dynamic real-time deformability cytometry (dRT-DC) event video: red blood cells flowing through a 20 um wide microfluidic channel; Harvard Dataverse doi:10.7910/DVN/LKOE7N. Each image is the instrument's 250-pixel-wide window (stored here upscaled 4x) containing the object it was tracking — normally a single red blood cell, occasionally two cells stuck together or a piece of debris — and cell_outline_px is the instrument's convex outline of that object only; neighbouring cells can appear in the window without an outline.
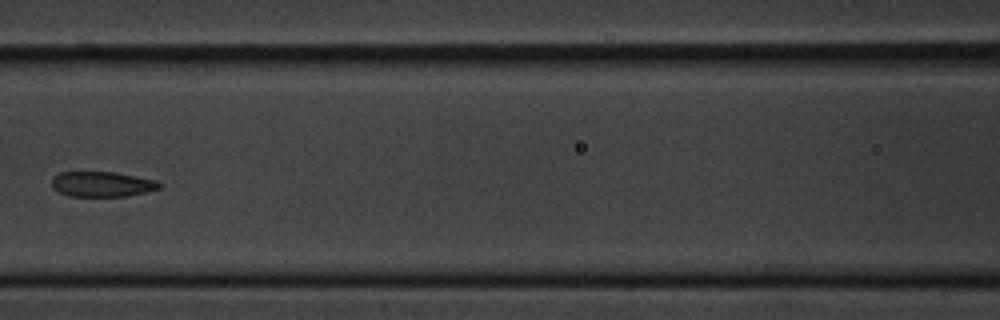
{"species": "common noctule bat (a hibernating species)", "species_latin": "Nyctalus noctula", "temperature_condition": "cold", "stored_images_in_passage": 11, "camera_frame_rate_fps": 3000, "um_per_image_px": 0.085, "animal": {"sex": "male", "body_mass_g": 20.1, "forearm_length_mm": 53.5}, "frame": {"image": 1, "passage_image": 7, "time_ms": 8.0, "image_size_px": [1000, 320], "cell_outline_px": [[164, 184], [160, 188], [148, 192], [128, 196], [68, 196], [52, 188], [52, 176], [60, 172], [116, 172], [156, 180]], "centroid_in_image_um": [8.7, 15.65], "position_along_channel_um": 157.9, "area_um2": 16.01}}
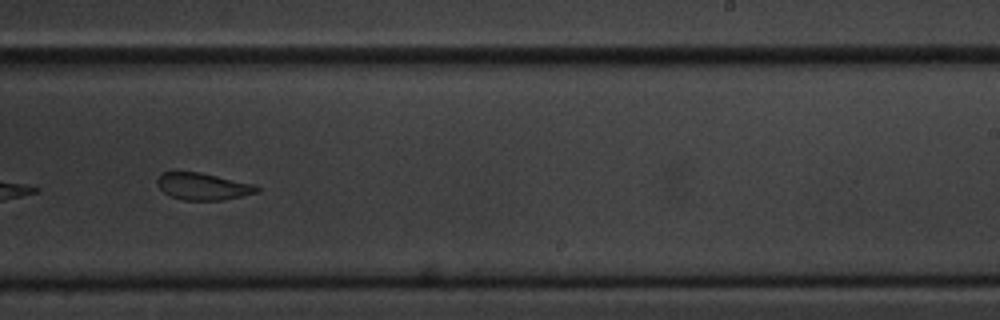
{"frame": {"image": 2, "passage_image": 10, "time_ms": 11.333, "image_size_px": [1000, 320], "cell_outline_px": [[260, 192], [224, 200], [184, 200], [172, 196], [164, 192], [156, 184], [156, 180], [164, 172], [200, 172], [256, 184], [260, 188]], "centroid_in_image_um": [17.31, 15.85], "position_along_channel_um": 271.7, "area_um2": 15.72}}
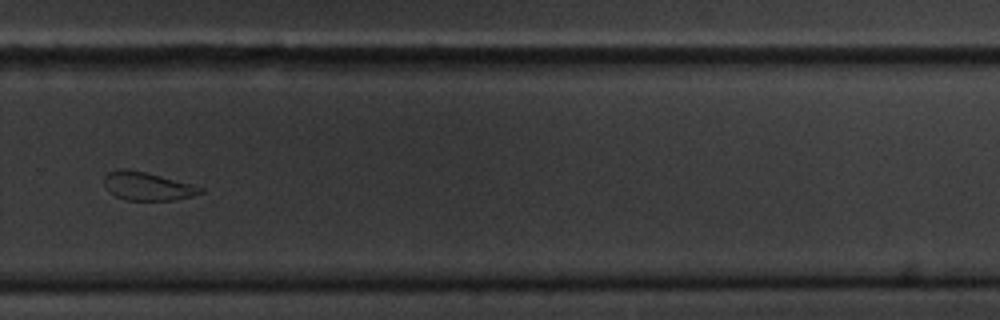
{"frame": {"image": 3, "passage_image": 11, "time_ms": 12.667, "image_size_px": [1000, 320], "cell_outline_px": [[204, 192], [192, 196], [176, 200], [128, 200], [116, 196], [108, 192], [104, 184], [104, 176], [108, 172], [124, 168], [128, 168], [192, 184], [204, 188]], "centroid_in_image_um": [12.52, 15.83], "position_along_channel_um": 317.3, "area_um2": 15.84}}